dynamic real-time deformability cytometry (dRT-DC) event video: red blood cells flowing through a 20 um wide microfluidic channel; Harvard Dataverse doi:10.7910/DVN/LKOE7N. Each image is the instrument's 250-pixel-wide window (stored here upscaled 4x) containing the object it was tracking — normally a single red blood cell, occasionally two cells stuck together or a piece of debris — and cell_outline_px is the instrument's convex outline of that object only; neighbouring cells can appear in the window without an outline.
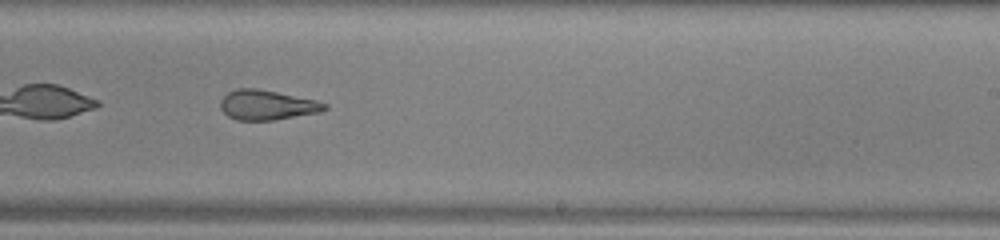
{"species": "common noctule bat (a hibernating species)", "species_latin": "Nyctalus noctula", "temperature_condition": "warm", "stored_images_in_passage": 36, "camera_frame_rate_fps": 3000, "um_per_image_px": 0.085, "animal": {"sex": "male", "body_mass_g": 13.0, "forearm_length_mm": 53.1}, "frame": {"image": 1, "passage_image": 16, "time_ms": 5.0, "image_size_px": [1000, 240], "cell_outline_px": [[328, 108], [320, 112], [272, 120], [236, 120], [228, 116], [220, 108], [220, 100], [228, 92], [236, 88], [256, 88], [316, 100], [328, 104]], "centroid_in_image_um": [22.68, 8.92], "position_along_channel_um": 266.3, "area_um2": 18.03}}
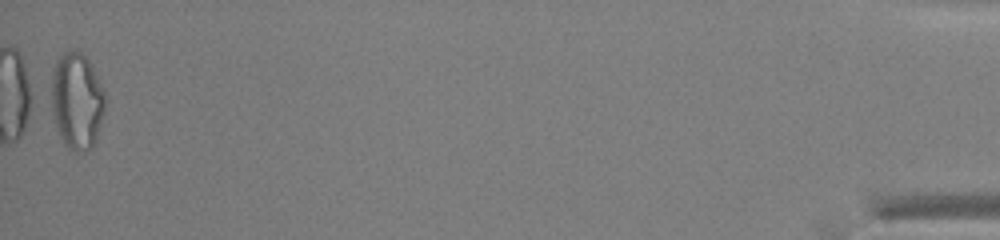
{"frame": {"image": 2, "passage_image": 36, "time_ms": 11.667, "image_size_px": [1000, 240], "cell_outline_px": [[104, 112], [96, 140], [92, 148], [84, 152], [76, 152], [68, 148], [64, 144], [60, 136], [52, 112], [52, 76], [56, 60], [68, 48], [80, 52], [88, 60], [104, 92]], "centroid_in_image_um": [6.53, 8.6], "position_along_channel_um": 428.7, "area_um2": 30.0}, "authors_computed_cell_mechanics": {"area_um2": 19.6809, "velocity_mm_per_s": 3.9637, "shape_relaxation_time_tau1_ms": null, "shape_relaxation_time_tau2_ms": 1.7193, "deformation_change_tau1": null, "deformation_change_tau2": 0.1022}}